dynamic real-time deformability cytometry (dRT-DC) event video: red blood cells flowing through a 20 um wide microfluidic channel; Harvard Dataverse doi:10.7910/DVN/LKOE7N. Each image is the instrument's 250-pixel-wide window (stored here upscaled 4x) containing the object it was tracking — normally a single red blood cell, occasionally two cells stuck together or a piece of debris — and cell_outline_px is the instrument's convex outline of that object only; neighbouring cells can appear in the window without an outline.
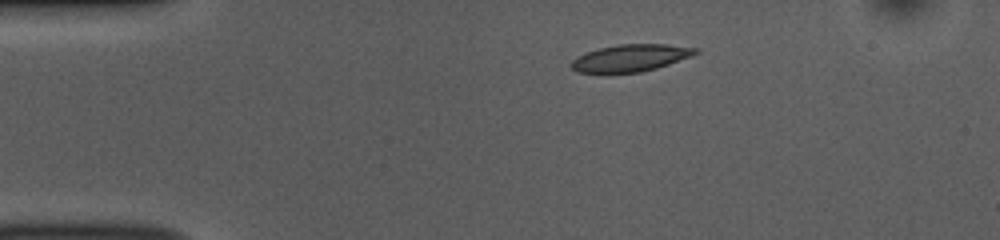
{"species": "common noctule bat (a hibernating species)", "species_latin": "Nyctalus noctula", "temperature_condition": "room temperature", "stored_images_in_passage": 7, "camera_frame_rate_fps": 3000, "um_per_image_px": 0.085, "animal": {"sex": "female", "body_mass_g": 10.0, "forearm_length_mm": 53.1}, "frame": {"image": 1, "passage_image": 1, "time_ms": 0.0, "image_size_px": [1000, 240], "cell_outline_px": [[700, 52], [692, 56], [656, 68], [640, 72], [576, 72], [568, 64], [576, 56], [600, 48], [620, 44], [668, 44], [700, 48]], "centroid_in_image_um": [53.63, 4.91], "position_along_channel_um": 31.4, "area_um2": 19.54}}